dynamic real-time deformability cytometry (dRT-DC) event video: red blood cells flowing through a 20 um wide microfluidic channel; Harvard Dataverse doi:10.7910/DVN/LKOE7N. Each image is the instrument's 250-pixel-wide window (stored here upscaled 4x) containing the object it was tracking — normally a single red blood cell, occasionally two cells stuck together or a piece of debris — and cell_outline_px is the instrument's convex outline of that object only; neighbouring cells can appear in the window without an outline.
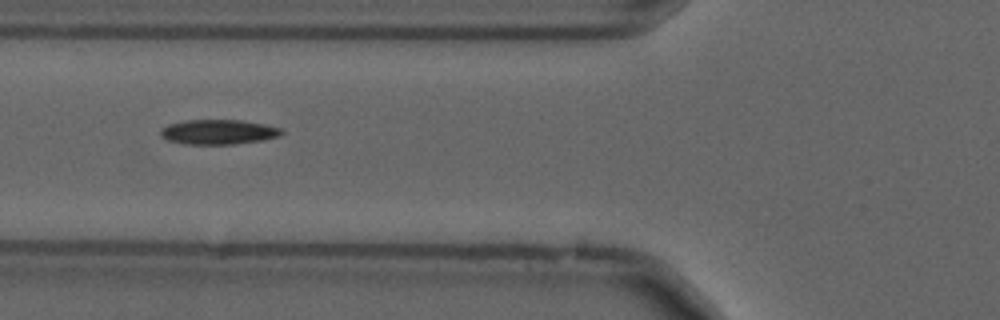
{"species": "common noctule bat (a hibernating species)", "species_latin": "Nyctalus noctula", "temperature_condition": "cold", "stored_images_in_passage": 40, "camera_frame_rate_fps": 3000, "um_per_image_px": 0.085, "animal": {"sex": "male", "forearm_length_mm": 52.5}, "frame": {"image": 1, "passage_image": 6, "time_ms": 1.667, "image_size_px": [1000, 320], "cell_outline_px": [[284, 132], [280, 136], [264, 140], [232, 144], [184, 144], [168, 140], [160, 136], [160, 128], [168, 124], [184, 120], [240, 120], [264, 124], [280, 128]], "centroid_in_image_um": [18.54, 11.21], "position_along_channel_um": 107.3, "area_um2": 17.57}}
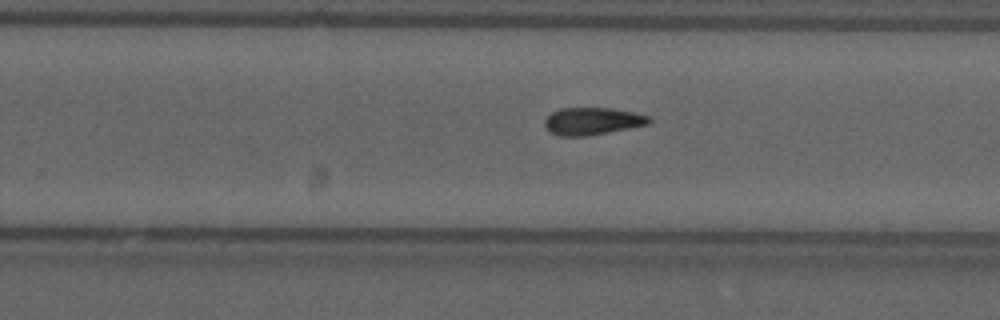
{"frame": {"image": 2, "passage_image": 20, "time_ms": 6.333, "image_size_px": [1000, 320], "cell_outline_px": [[652, 120], [648, 124], [588, 136], [560, 136], [548, 132], [544, 124], [544, 120], [552, 112], [560, 108], [608, 108], [632, 112], [648, 116]], "centroid_in_image_um": [50.29, 10.3], "position_along_channel_um": 279.5, "area_um2": 16.53}}
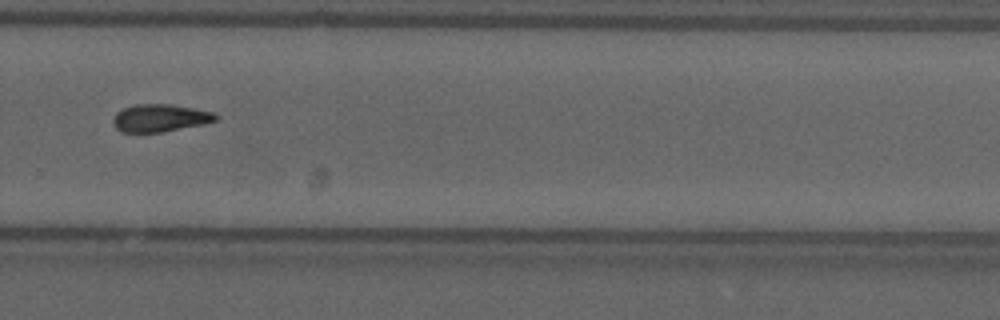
{"frame": {"image": 3, "passage_image": 23, "time_ms": 7.333, "image_size_px": [1000, 320], "cell_outline_px": [[220, 116], [216, 120], [204, 124], [164, 132], [120, 132], [112, 124], [112, 120], [116, 112], [124, 108], [136, 104], [172, 104], [212, 112]], "centroid_in_image_um": [13.59, 10.03], "position_along_channel_um": 316.2, "area_um2": 16.59}, "authors_computed_cell_mechanics": {"area_um2": 16.4441, "velocity_mm_per_s": 3.6982, "shape_relaxation_time_tau1_ms": 6.4868, "shape_relaxation_time_tau2_ms": null, "deformation_change_tau1": 0.1486, "deformation_change_tau2": null}}